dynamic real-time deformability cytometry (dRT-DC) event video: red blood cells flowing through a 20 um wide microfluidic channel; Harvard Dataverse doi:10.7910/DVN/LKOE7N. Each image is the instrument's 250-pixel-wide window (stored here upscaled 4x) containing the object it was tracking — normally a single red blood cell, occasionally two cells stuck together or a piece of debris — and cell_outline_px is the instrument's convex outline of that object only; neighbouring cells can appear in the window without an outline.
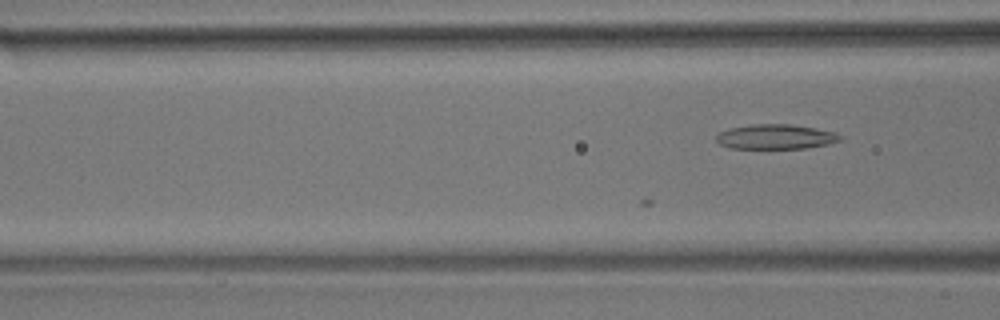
{"species": "common noctule bat (a hibernating species)", "species_latin": "Nyctalus noctula", "temperature_condition": "room temperature", "stored_images_in_passage": 5, "camera_frame_rate_fps": 3000, "um_per_image_px": 0.085, "animal": {"sex": "male", "body_mass_g": 17.9}, "frame": {"image": 1, "passage_image": 5, "time_ms": 1.333, "image_size_px": [1000, 320], "cell_outline_px": [[840, 140], [828, 144], [808, 148], [728, 148], [720, 144], [716, 140], [716, 136], [720, 132], [728, 128], [752, 124], [792, 124], [816, 128], [836, 132], [840, 136]], "centroid_in_image_um": [65.92, 11.62], "position_along_channel_um": 100.7, "area_um2": 17.92}}